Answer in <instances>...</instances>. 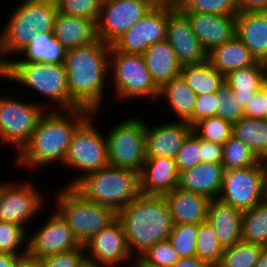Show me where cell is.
<instances>
[{"label":"cell","instance_id":"cell-53","mask_svg":"<svg viewBox=\"0 0 267 267\" xmlns=\"http://www.w3.org/2000/svg\"><path fill=\"white\" fill-rule=\"evenodd\" d=\"M18 258V255H11L0 252V267H14Z\"/></svg>","mask_w":267,"mask_h":267},{"label":"cell","instance_id":"cell-38","mask_svg":"<svg viewBox=\"0 0 267 267\" xmlns=\"http://www.w3.org/2000/svg\"><path fill=\"white\" fill-rule=\"evenodd\" d=\"M27 231L29 230L22 227L21 225L12 222L0 221V252L11 255H18L19 257L26 255V237H28L27 235H29Z\"/></svg>","mask_w":267,"mask_h":267},{"label":"cell","instance_id":"cell-6","mask_svg":"<svg viewBox=\"0 0 267 267\" xmlns=\"http://www.w3.org/2000/svg\"><path fill=\"white\" fill-rule=\"evenodd\" d=\"M73 188L92 203L116 212L141 193L139 173L111 165L83 176Z\"/></svg>","mask_w":267,"mask_h":267},{"label":"cell","instance_id":"cell-27","mask_svg":"<svg viewBox=\"0 0 267 267\" xmlns=\"http://www.w3.org/2000/svg\"><path fill=\"white\" fill-rule=\"evenodd\" d=\"M142 56L154 84L159 89L180 75L182 65L167 40L150 45Z\"/></svg>","mask_w":267,"mask_h":267},{"label":"cell","instance_id":"cell-41","mask_svg":"<svg viewBox=\"0 0 267 267\" xmlns=\"http://www.w3.org/2000/svg\"><path fill=\"white\" fill-rule=\"evenodd\" d=\"M181 12L236 16V0H184L178 7Z\"/></svg>","mask_w":267,"mask_h":267},{"label":"cell","instance_id":"cell-13","mask_svg":"<svg viewBox=\"0 0 267 267\" xmlns=\"http://www.w3.org/2000/svg\"><path fill=\"white\" fill-rule=\"evenodd\" d=\"M44 199L33 182L3 181L0 183V221L12 222L26 228L30 220L40 214L38 212L42 213L41 209L46 204Z\"/></svg>","mask_w":267,"mask_h":267},{"label":"cell","instance_id":"cell-28","mask_svg":"<svg viewBox=\"0 0 267 267\" xmlns=\"http://www.w3.org/2000/svg\"><path fill=\"white\" fill-rule=\"evenodd\" d=\"M207 60L224 76L231 71L253 66L258 62L237 36L212 48L207 53Z\"/></svg>","mask_w":267,"mask_h":267},{"label":"cell","instance_id":"cell-40","mask_svg":"<svg viewBox=\"0 0 267 267\" xmlns=\"http://www.w3.org/2000/svg\"><path fill=\"white\" fill-rule=\"evenodd\" d=\"M197 234L198 224H174L168 240L180 258L192 257L196 253Z\"/></svg>","mask_w":267,"mask_h":267},{"label":"cell","instance_id":"cell-25","mask_svg":"<svg viewBox=\"0 0 267 267\" xmlns=\"http://www.w3.org/2000/svg\"><path fill=\"white\" fill-rule=\"evenodd\" d=\"M237 36L259 62L267 64V12L236 15Z\"/></svg>","mask_w":267,"mask_h":267},{"label":"cell","instance_id":"cell-39","mask_svg":"<svg viewBox=\"0 0 267 267\" xmlns=\"http://www.w3.org/2000/svg\"><path fill=\"white\" fill-rule=\"evenodd\" d=\"M192 130L204 140L223 145L233 134V124L214 116L201 119L192 126Z\"/></svg>","mask_w":267,"mask_h":267},{"label":"cell","instance_id":"cell-36","mask_svg":"<svg viewBox=\"0 0 267 267\" xmlns=\"http://www.w3.org/2000/svg\"><path fill=\"white\" fill-rule=\"evenodd\" d=\"M223 251L224 248L208 221L198 224L195 256L216 267L221 260Z\"/></svg>","mask_w":267,"mask_h":267},{"label":"cell","instance_id":"cell-10","mask_svg":"<svg viewBox=\"0 0 267 267\" xmlns=\"http://www.w3.org/2000/svg\"><path fill=\"white\" fill-rule=\"evenodd\" d=\"M119 123L106 133L108 163L140 173L147 158L146 121L135 116Z\"/></svg>","mask_w":267,"mask_h":267},{"label":"cell","instance_id":"cell-33","mask_svg":"<svg viewBox=\"0 0 267 267\" xmlns=\"http://www.w3.org/2000/svg\"><path fill=\"white\" fill-rule=\"evenodd\" d=\"M233 136L241 140L259 160L267 156V120L242 117L233 123Z\"/></svg>","mask_w":267,"mask_h":267},{"label":"cell","instance_id":"cell-50","mask_svg":"<svg viewBox=\"0 0 267 267\" xmlns=\"http://www.w3.org/2000/svg\"><path fill=\"white\" fill-rule=\"evenodd\" d=\"M238 12H267V0H236Z\"/></svg>","mask_w":267,"mask_h":267},{"label":"cell","instance_id":"cell-22","mask_svg":"<svg viewBox=\"0 0 267 267\" xmlns=\"http://www.w3.org/2000/svg\"><path fill=\"white\" fill-rule=\"evenodd\" d=\"M222 163L200 162L179 175V188L184 191L198 193L208 199H217L224 178Z\"/></svg>","mask_w":267,"mask_h":267},{"label":"cell","instance_id":"cell-19","mask_svg":"<svg viewBox=\"0 0 267 267\" xmlns=\"http://www.w3.org/2000/svg\"><path fill=\"white\" fill-rule=\"evenodd\" d=\"M174 121V122H173ZM154 127L146 122L145 141L147 157L175 159L186 138L193 132L187 122L175 121Z\"/></svg>","mask_w":267,"mask_h":267},{"label":"cell","instance_id":"cell-58","mask_svg":"<svg viewBox=\"0 0 267 267\" xmlns=\"http://www.w3.org/2000/svg\"><path fill=\"white\" fill-rule=\"evenodd\" d=\"M263 167H264V172H265V182L267 186V156L261 160Z\"/></svg>","mask_w":267,"mask_h":267},{"label":"cell","instance_id":"cell-35","mask_svg":"<svg viewBox=\"0 0 267 267\" xmlns=\"http://www.w3.org/2000/svg\"><path fill=\"white\" fill-rule=\"evenodd\" d=\"M265 246L239 241L224 248L221 260L216 267H254Z\"/></svg>","mask_w":267,"mask_h":267},{"label":"cell","instance_id":"cell-11","mask_svg":"<svg viewBox=\"0 0 267 267\" xmlns=\"http://www.w3.org/2000/svg\"><path fill=\"white\" fill-rule=\"evenodd\" d=\"M22 101L0 96V144L13 146L18 152L30 140L39 119L48 110L44 101L40 104Z\"/></svg>","mask_w":267,"mask_h":267},{"label":"cell","instance_id":"cell-47","mask_svg":"<svg viewBox=\"0 0 267 267\" xmlns=\"http://www.w3.org/2000/svg\"><path fill=\"white\" fill-rule=\"evenodd\" d=\"M243 113L244 117L267 120V75L262 81L261 89L247 103Z\"/></svg>","mask_w":267,"mask_h":267},{"label":"cell","instance_id":"cell-23","mask_svg":"<svg viewBox=\"0 0 267 267\" xmlns=\"http://www.w3.org/2000/svg\"><path fill=\"white\" fill-rule=\"evenodd\" d=\"M242 215L243 211L218 199L209 200L206 220L213 227L223 248L242 240Z\"/></svg>","mask_w":267,"mask_h":267},{"label":"cell","instance_id":"cell-56","mask_svg":"<svg viewBox=\"0 0 267 267\" xmlns=\"http://www.w3.org/2000/svg\"><path fill=\"white\" fill-rule=\"evenodd\" d=\"M80 267H104V266L97 265L96 263H93L89 260H85Z\"/></svg>","mask_w":267,"mask_h":267},{"label":"cell","instance_id":"cell-20","mask_svg":"<svg viewBox=\"0 0 267 267\" xmlns=\"http://www.w3.org/2000/svg\"><path fill=\"white\" fill-rule=\"evenodd\" d=\"M207 53L232 39L236 32V16L182 12Z\"/></svg>","mask_w":267,"mask_h":267},{"label":"cell","instance_id":"cell-31","mask_svg":"<svg viewBox=\"0 0 267 267\" xmlns=\"http://www.w3.org/2000/svg\"><path fill=\"white\" fill-rule=\"evenodd\" d=\"M66 50L57 40L53 32H38L31 37L30 44L24 48L17 57L19 60L9 61L42 62L53 64H64Z\"/></svg>","mask_w":267,"mask_h":267},{"label":"cell","instance_id":"cell-48","mask_svg":"<svg viewBox=\"0 0 267 267\" xmlns=\"http://www.w3.org/2000/svg\"><path fill=\"white\" fill-rule=\"evenodd\" d=\"M216 93L197 95L192 115V126L201 119L217 116Z\"/></svg>","mask_w":267,"mask_h":267},{"label":"cell","instance_id":"cell-12","mask_svg":"<svg viewBox=\"0 0 267 267\" xmlns=\"http://www.w3.org/2000/svg\"><path fill=\"white\" fill-rule=\"evenodd\" d=\"M267 198L265 172L261 160L246 168L224 171L218 200L240 211H246Z\"/></svg>","mask_w":267,"mask_h":267},{"label":"cell","instance_id":"cell-9","mask_svg":"<svg viewBox=\"0 0 267 267\" xmlns=\"http://www.w3.org/2000/svg\"><path fill=\"white\" fill-rule=\"evenodd\" d=\"M93 115V116H92ZM91 114L74 132L64 160L65 167L81 171L66 187H73L83 176L109 165L106 135L100 133ZM84 174H83V173Z\"/></svg>","mask_w":267,"mask_h":267},{"label":"cell","instance_id":"cell-43","mask_svg":"<svg viewBox=\"0 0 267 267\" xmlns=\"http://www.w3.org/2000/svg\"><path fill=\"white\" fill-rule=\"evenodd\" d=\"M58 11L98 22L102 0H56Z\"/></svg>","mask_w":267,"mask_h":267},{"label":"cell","instance_id":"cell-1","mask_svg":"<svg viewBox=\"0 0 267 267\" xmlns=\"http://www.w3.org/2000/svg\"><path fill=\"white\" fill-rule=\"evenodd\" d=\"M93 114L87 109L46 110L30 140L16 152L15 165L22 169L64 163L76 129Z\"/></svg>","mask_w":267,"mask_h":267},{"label":"cell","instance_id":"cell-3","mask_svg":"<svg viewBox=\"0 0 267 267\" xmlns=\"http://www.w3.org/2000/svg\"><path fill=\"white\" fill-rule=\"evenodd\" d=\"M117 219L133 258L157 242L168 240L174 225L164 195L140 193L117 212Z\"/></svg>","mask_w":267,"mask_h":267},{"label":"cell","instance_id":"cell-30","mask_svg":"<svg viewBox=\"0 0 267 267\" xmlns=\"http://www.w3.org/2000/svg\"><path fill=\"white\" fill-rule=\"evenodd\" d=\"M165 98L169 108L178 117V121L192 126V115L197 94L188 86L181 75L173 78L159 89L157 101Z\"/></svg>","mask_w":267,"mask_h":267},{"label":"cell","instance_id":"cell-16","mask_svg":"<svg viewBox=\"0 0 267 267\" xmlns=\"http://www.w3.org/2000/svg\"><path fill=\"white\" fill-rule=\"evenodd\" d=\"M86 260L104 267H131L133 257L121 222L116 219L85 244Z\"/></svg>","mask_w":267,"mask_h":267},{"label":"cell","instance_id":"cell-7","mask_svg":"<svg viewBox=\"0 0 267 267\" xmlns=\"http://www.w3.org/2000/svg\"><path fill=\"white\" fill-rule=\"evenodd\" d=\"M55 195H57L55 210L67 222L81 245L117 219V212L114 209L92 203L73 187L65 186Z\"/></svg>","mask_w":267,"mask_h":267},{"label":"cell","instance_id":"cell-60","mask_svg":"<svg viewBox=\"0 0 267 267\" xmlns=\"http://www.w3.org/2000/svg\"><path fill=\"white\" fill-rule=\"evenodd\" d=\"M0 77L2 78V67L0 66Z\"/></svg>","mask_w":267,"mask_h":267},{"label":"cell","instance_id":"cell-45","mask_svg":"<svg viewBox=\"0 0 267 267\" xmlns=\"http://www.w3.org/2000/svg\"><path fill=\"white\" fill-rule=\"evenodd\" d=\"M141 257L151 264L161 267H174L180 259L169 240L160 241L145 251Z\"/></svg>","mask_w":267,"mask_h":267},{"label":"cell","instance_id":"cell-26","mask_svg":"<svg viewBox=\"0 0 267 267\" xmlns=\"http://www.w3.org/2000/svg\"><path fill=\"white\" fill-rule=\"evenodd\" d=\"M164 196L173 224H200L206 221L210 200L206 196L184 191L179 187Z\"/></svg>","mask_w":267,"mask_h":267},{"label":"cell","instance_id":"cell-32","mask_svg":"<svg viewBox=\"0 0 267 267\" xmlns=\"http://www.w3.org/2000/svg\"><path fill=\"white\" fill-rule=\"evenodd\" d=\"M180 75L197 95L215 93L225 81V76L208 60L183 65Z\"/></svg>","mask_w":267,"mask_h":267},{"label":"cell","instance_id":"cell-52","mask_svg":"<svg viewBox=\"0 0 267 267\" xmlns=\"http://www.w3.org/2000/svg\"><path fill=\"white\" fill-rule=\"evenodd\" d=\"M14 267H42V265L39 258H34L26 254L17 259Z\"/></svg>","mask_w":267,"mask_h":267},{"label":"cell","instance_id":"cell-46","mask_svg":"<svg viewBox=\"0 0 267 267\" xmlns=\"http://www.w3.org/2000/svg\"><path fill=\"white\" fill-rule=\"evenodd\" d=\"M42 267H80L86 260L85 247L54 253L39 258Z\"/></svg>","mask_w":267,"mask_h":267},{"label":"cell","instance_id":"cell-2","mask_svg":"<svg viewBox=\"0 0 267 267\" xmlns=\"http://www.w3.org/2000/svg\"><path fill=\"white\" fill-rule=\"evenodd\" d=\"M110 47L98 39L87 46L66 50L64 67L68 92L78 108L98 114L104 104Z\"/></svg>","mask_w":267,"mask_h":267},{"label":"cell","instance_id":"cell-49","mask_svg":"<svg viewBox=\"0 0 267 267\" xmlns=\"http://www.w3.org/2000/svg\"><path fill=\"white\" fill-rule=\"evenodd\" d=\"M223 145L200 138V162L222 163Z\"/></svg>","mask_w":267,"mask_h":267},{"label":"cell","instance_id":"cell-51","mask_svg":"<svg viewBox=\"0 0 267 267\" xmlns=\"http://www.w3.org/2000/svg\"><path fill=\"white\" fill-rule=\"evenodd\" d=\"M174 267H214L209 262L201 260L197 256L180 258Z\"/></svg>","mask_w":267,"mask_h":267},{"label":"cell","instance_id":"cell-18","mask_svg":"<svg viewBox=\"0 0 267 267\" xmlns=\"http://www.w3.org/2000/svg\"><path fill=\"white\" fill-rule=\"evenodd\" d=\"M166 40L182 66L207 60V51L191 29L188 18L177 7L167 17Z\"/></svg>","mask_w":267,"mask_h":267},{"label":"cell","instance_id":"cell-8","mask_svg":"<svg viewBox=\"0 0 267 267\" xmlns=\"http://www.w3.org/2000/svg\"><path fill=\"white\" fill-rule=\"evenodd\" d=\"M109 78L113 80L112 88L117 99L120 97L127 102L135 98H148L154 102L158 99L159 88L154 84L142 55L122 53L111 45Z\"/></svg>","mask_w":267,"mask_h":267},{"label":"cell","instance_id":"cell-15","mask_svg":"<svg viewBox=\"0 0 267 267\" xmlns=\"http://www.w3.org/2000/svg\"><path fill=\"white\" fill-rule=\"evenodd\" d=\"M175 8L172 5H154L112 46L122 53L142 55L150 45L166 40L167 17Z\"/></svg>","mask_w":267,"mask_h":267},{"label":"cell","instance_id":"cell-44","mask_svg":"<svg viewBox=\"0 0 267 267\" xmlns=\"http://www.w3.org/2000/svg\"><path fill=\"white\" fill-rule=\"evenodd\" d=\"M175 163L179 174L200 163V137L192 132L177 153Z\"/></svg>","mask_w":267,"mask_h":267},{"label":"cell","instance_id":"cell-37","mask_svg":"<svg viewBox=\"0 0 267 267\" xmlns=\"http://www.w3.org/2000/svg\"><path fill=\"white\" fill-rule=\"evenodd\" d=\"M222 154L225 170L246 168L260 161L246 144L233 135L223 144Z\"/></svg>","mask_w":267,"mask_h":267},{"label":"cell","instance_id":"cell-42","mask_svg":"<svg viewBox=\"0 0 267 267\" xmlns=\"http://www.w3.org/2000/svg\"><path fill=\"white\" fill-rule=\"evenodd\" d=\"M217 96V117L232 124L244 117L243 109L236 103L231 87L224 83L215 92Z\"/></svg>","mask_w":267,"mask_h":267},{"label":"cell","instance_id":"cell-24","mask_svg":"<svg viewBox=\"0 0 267 267\" xmlns=\"http://www.w3.org/2000/svg\"><path fill=\"white\" fill-rule=\"evenodd\" d=\"M53 34L65 50L87 46L98 40L95 21L59 11L55 18Z\"/></svg>","mask_w":267,"mask_h":267},{"label":"cell","instance_id":"cell-34","mask_svg":"<svg viewBox=\"0 0 267 267\" xmlns=\"http://www.w3.org/2000/svg\"><path fill=\"white\" fill-rule=\"evenodd\" d=\"M242 241L267 247V198L242 215Z\"/></svg>","mask_w":267,"mask_h":267},{"label":"cell","instance_id":"cell-57","mask_svg":"<svg viewBox=\"0 0 267 267\" xmlns=\"http://www.w3.org/2000/svg\"><path fill=\"white\" fill-rule=\"evenodd\" d=\"M155 5H171V0H151Z\"/></svg>","mask_w":267,"mask_h":267},{"label":"cell","instance_id":"cell-29","mask_svg":"<svg viewBox=\"0 0 267 267\" xmlns=\"http://www.w3.org/2000/svg\"><path fill=\"white\" fill-rule=\"evenodd\" d=\"M267 75V64L257 62L253 66L240 68L225 75V82L233 90L236 103L245 109L247 103L261 89L262 81Z\"/></svg>","mask_w":267,"mask_h":267},{"label":"cell","instance_id":"cell-21","mask_svg":"<svg viewBox=\"0 0 267 267\" xmlns=\"http://www.w3.org/2000/svg\"><path fill=\"white\" fill-rule=\"evenodd\" d=\"M175 159L147 157L139 173L142 194L165 195L179 186Z\"/></svg>","mask_w":267,"mask_h":267},{"label":"cell","instance_id":"cell-17","mask_svg":"<svg viewBox=\"0 0 267 267\" xmlns=\"http://www.w3.org/2000/svg\"><path fill=\"white\" fill-rule=\"evenodd\" d=\"M45 222L41 228L35 229L36 231L27 237L28 256L41 258L82 246L67 222L56 210Z\"/></svg>","mask_w":267,"mask_h":267},{"label":"cell","instance_id":"cell-54","mask_svg":"<svg viewBox=\"0 0 267 267\" xmlns=\"http://www.w3.org/2000/svg\"><path fill=\"white\" fill-rule=\"evenodd\" d=\"M131 266L132 267H161V266H157L149 262H146L141 256L133 258Z\"/></svg>","mask_w":267,"mask_h":267},{"label":"cell","instance_id":"cell-5","mask_svg":"<svg viewBox=\"0 0 267 267\" xmlns=\"http://www.w3.org/2000/svg\"><path fill=\"white\" fill-rule=\"evenodd\" d=\"M2 79L20 83V85L28 87L27 89L30 88L31 91L34 89L32 93L36 91V93L46 96L45 98H48L46 102L52 101V104L50 102L48 104V110L78 108L70 99L64 64L8 61L2 67Z\"/></svg>","mask_w":267,"mask_h":267},{"label":"cell","instance_id":"cell-14","mask_svg":"<svg viewBox=\"0 0 267 267\" xmlns=\"http://www.w3.org/2000/svg\"><path fill=\"white\" fill-rule=\"evenodd\" d=\"M155 4L151 0H102L97 25V37L112 45Z\"/></svg>","mask_w":267,"mask_h":267},{"label":"cell","instance_id":"cell-59","mask_svg":"<svg viewBox=\"0 0 267 267\" xmlns=\"http://www.w3.org/2000/svg\"><path fill=\"white\" fill-rule=\"evenodd\" d=\"M184 0H171V5L178 7Z\"/></svg>","mask_w":267,"mask_h":267},{"label":"cell","instance_id":"cell-4","mask_svg":"<svg viewBox=\"0 0 267 267\" xmlns=\"http://www.w3.org/2000/svg\"><path fill=\"white\" fill-rule=\"evenodd\" d=\"M14 8L0 31L1 67L9 61L7 56L19 54L26 48L34 34L53 32L58 13L56 0H22Z\"/></svg>","mask_w":267,"mask_h":267},{"label":"cell","instance_id":"cell-55","mask_svg":"<svg viewBox=\"0 0 267 267\" xmlns=\"http://www.w3.org/2000/svg\"><path fill=\"white\" fill-rule=\"evenodd\" d=\"M254 267H267V247H265Z\"/></svg>","mask_w":267,"mask_h":267}]
</instances>
